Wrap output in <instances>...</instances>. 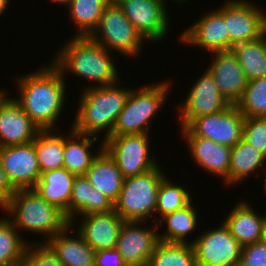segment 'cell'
Listing matches in <instances>:
<instances>
[{
	"label": "cell",
	"mask_w": 266,
	"mask_h": 266,
	"mask_svg": "<svg viewBox=\"0 0 266 266\" xmlns=\"http://www.w3.org/2000/svg\"><path fill=\"white\" fill-rule=\"evenodd\" d=\"M16 78L19 97L14 98L40 130L54 129L64 108L66 83L52 64Z\"/></svg>",
	"instance_id": "6da1fadb"
},
{
	"label": "cell",
	"mask_w": 266,
	"mask_h": 266,
	"mask_svg": "<svg viewBox=\"0 0 266 266\" xmlns=\"http://www.w3.org/2000/svg\"><path fill=\"white\" fill-rule=\"evenodd\" d=\"M52 60L60 73L66 71L95 82V87L115 84L119 80L116 65L106 48L90 37H71ZM98 84V85H97Z\"/></svg>",
	"instance_id": "7a4b0ae2"
},
{
	"label": "cell",
	"mask_w": 266,
	"mask_h": 266,
	"mask_svg": "<svg viewBox=\"0 0 266 266\" xmlns=\"http://www.w3.org/2000/svg\"><path fill=\"white\" fill-rule=\"evenodd\" d=\"M120 82L101 87L88 86L81 96L71 129L92 136L104 132V139L112 134L119 113L123 110L130 88ZM118 85V86H117Z\"/></svg>",
	"instance_id": "3957f363"
},
{
	"label": "cell",
	"mask_w": 266,
	"mask_h": 266,
	"mask_svg": "<svg viewBox=\"0 0 266 266\" xmlns=\"http://www.w3.org/2000/svg\"><path fill=\"white\" fill-rule=\"evenodd\" d=\"M7 218L19 231L45 234L47 241L70 224L65 214L43 199L34 189L15 190L2 208ZM11 216L13 220L8 217Z\"/></svg>",
	"instance_id": "277c9868"
},
{
	"label": "cell",
	"mask_w": 266,
	"mask_h": 266,
	"mask_svg": "<svg viewBox=\"0 0 266 266\" xmlns=\"http://www.w3.org/2000/svg\"><path fill=\"white\" fill-rule=\"evenodd\" d=\"M161 169L158 165L143 174L124 178L120 195L114 203L115 212L124 221L145 223L149 217L155 216L159 186L166 177Z\"/></svg>",
	"instance_id": "5b68a950"
},
{
	"label": "cell",
	"mask_w": 266,
	"mask_h": 266,
	"mask_svg": "<svg viewBox=\"0 0 266 266\" xmlns=\"http://www.w3.org/2000/svg\"><path fill=\"white\" fill-rule=\"evenodd\" d=\"M169 82L165 79L155 85L131 89L111 135L149 134L147 125L163 106L171 86Z\"/></svg>",
	"instance_id": "8992f818"
},
{
	"label": "cell",
	"mask_w": 266,
	"mask_h": 266,
	"mask_svg": "<svg viewBox=\"0 0 266 266\" xmlns=\"http://www.w3.org/2000/svg\"><path fill=\"white\" fill-rule=\"evenodd\" d=\"M90 38L108 51L114 49L134 58L142 52L141 45L146 41L112 0L106 6L98 27Z\"/></svg>",
	"instance_id": "52a82bcc"
},
{
	"label": "cell",
	"mask_w": 266,
	"mask_h": 266,
	"mask_svg": "<svg viewBox=\"0 0 266 266\" xmlns=\"http://www.w3.org/2000/svg\"><path fill=\"white\" fill-rule=\"evenodd\" d=\"M150 134L110 135L101 139L103 149L115 162L124 178L143 174L159 164L150 157Z\"/></svg>",
	"instance_id": "ba28073f"
},
{
	"label": "cell",
	"mask_w": 266,
	"mask_h": 266,
	"mask_svg": "<svg viewBox=\"0 0 266 266\" xmlns=\"http://www.w3.org/2000/svg\"><path fill=\"white\" fill-rule=\"evenodd\" d=\"M221 8V9H220ZM217 11L224 17L230 36V50L234 44L256 40L266 34V12L245 0H228Z\"/></svg>",
	"instance_id": "9c48e42d"
},
{
	"label": "cell",
	"mask_w": 266,
	"mask_h": 266,
	"mask_svg": "<svg viewBox=\"0 0 266 266\" xmlns=\"http://www.w3.org/2000/svg\"><path fill=\"white\" fill-rule=\"evenodd\" d=\"M190 244L195 250L197 266L239 265L242 246L224 222L216 229L204 231Z\"/></svg>",
	"instance_id": "30bf717a"
},
{
	"label": "cell",
	"mask_w": 266,
	"mask_h": 266,
	"mask_svg": "<svg viewBox=\"0 0 266 266\" xmlns=\"http://www.w3.org/2000/svg\"><path fill=\"white\" fill-rule=\"evenodd\" d=\"M115 2L146 42L155 43L166 36L170 25L166 0H115Z\"/></svg>",
	"instance_id": "8fae6325"
},
{
	"label": "cell",
	"mask_w": 266,
	"mask_h": 266,
	"mask_svg": "<svg viewBox=\"0 0 266 266\" xmlns=\"http://www.w3.org/2000/svg\"><path fill=\"white\" fill-rule=\"evenodd\" d=\"M244 119L236 105H230L224 111L194 118L186 128L194 136L234 147L242 139Z\"/></svg>",
	"instance_id": "7c38bea8"
},
{
	"label": "cell",
	"mask_w": 266,
	"mask_h": 266,
	"mask_svg": "<svg viewBox=\"0 0 266 266\" xmlns=\"http://www.w3.org/2000/svg\"><path fill=\"white\" fill-rule=\"evenodd\" d=\"M0 162L14 190L33 189L40 179L34 142L0 147Z\"/></svg>",
	"instance_id": "4fadbf2b"
},
{
	"label": "cell",
	"mask_w": 266,
	"mask_h": 266,
	"mask_svg": "<svg viewBox=\"0 0 266 266\" xmlns=\"http://www.w3.org/2000/svg\"><path fill=\"white\" fill-rule=\"evenodd\" d=\"M186 97L178 108L181 127H186L194 118L224 111L230 106L208 70L196 80Z\"/></svg>",
	"instance_id": "5bb4252c"
},
{
	"label": "cell",
	"mask_w": 266,
	"mask_h": 266,
	"mask_svg": "<svg viewBox=\"0 0 266 266\" xmlns=\"http://www.w3.org/2000/svg\"><path fill=\"white\" fill-rule=\"evenodd\" d=\"M141 223L143 224L138 221H124L118 234L115 248L128 266H147L160 241L158 236L160 224L150 229L143 225L139 226Z\"/></svg>",
	"instance_id": "9a60e30c"
},
{
	"label": "cell",
	"mask_w": 266,
	"mask_h": 266,
	"mask_svg": "<svg viewBox=\"0 0 266 266\" xmlns=\"http://www.w3.org/2000/svg\"><path fill=\"white\" fill-rule=\"evenodd\" d=\"M214 57L207 68L222 96L236 105L248 85L246 75L232 50L212 52Z\"/></svg>",
	"instance_id": "2e32d148"
},
{
	"label": "cell",
	"mask_w": 266,
	"mask_h": 266,
	"mask_svg": "<svg viewBox=\"0 0 266 266\" xmlns=\"http://www.w3.org/2000/svg\"><path fill=\"white\" fill-rule=\"evenodd\" d=\"M179 37L182 43L204 48L210 53L230 50L226 21L216 9L200 17Z\"/></svg>",
	"instance_id": "e0dca14e"
},
{
	"label": "cell",
	"mask_w": 266,
	"mask_h": 266,
	"mask_svg": "<svg viewBox=\"0 0 266 266\" xmlns=\"http://www.w3.org/2000/svg\"><path fill=\"white\" fill-rule=\"evenodd\" d=\"M182 138L188 144L194 162L202 169L221 176L225 184L229 185V167L231 147L218 144L210 139L194 136L186 127H181Z\"/></svg>",
	"instance_id": "ac0fdd59"
},
{
	"label": "cell",
	"mask_w": 266,
	"mask_h": 266,
	"mask_svg": "<svg viewBox=\"0 0 266 266\" xmlns=\"http://www.w3.org/2000/svg\"><path fill=\"white\" fill-rule=\"evenodd\" d=\"M39 131L15 99L7 96L0 105V147L32 142Z\"/></svg>",
	"instance_id": "d6986e66"
},
{
	"label": "cell",
	"mask_w": 266,
	"mask_h": 266,
	"mask_svg": "<svg viewBox=\"0 0 266 266\" xmlns=\"http://www.w3.org/2000/svg\"><path fill=\"white\" fill-rule=\"evenodd\" d=\"M78 232L95 251L116 247L118 234L124 220L111 210L82 216Z\"/></svg>",
	"instance_id": "ffe728a7"
},
{
	"label": "cell",
	"mask_w": 266,
	"mask_h": 266,
	"mask_svg": "<svg viewBox=\"0 0 266 266\" xmlns=\"http://www.w3.org/2000/svg\"><path fill=\"white\" fill-rule=\"evenodd\" d=\"M70 223L45 243L52 249L63 266H94L95 250L88 245L78 231L76 238L67 236L73 231Z\"/></svg>",
	"instance_id": "44dd1931"
},
{
	"label": "cell",
	"mask_w": 266,
	"mask_h": 266,
	"mask_svg": "<svg viewBox=\"0 0 266 266\" xmlns=\"http://www.w3.org/2000/svg\"><path fill=\"white\" fill-rule=\"evenodd\" d=\"M225 219L224 224L241 246L262 240L266 215L261 216L246 201L238 202Z\"/></svg>",
	"instance_id": "7402d4cb"
},
{
	"label": "cell",
	"mask_w": 266,
	"mask_h": 266,
	"mask_svg": "<svg viewBox=\"0 0 266 266\" xmlns=\"http://www.w3.org/2000/svg\"><path fill=\"white\" fill-rule=\"evenodd\" d=\"M114 209L113 202L95 189L85 175L75 176L69 203V222L75 225L76 215L105 213ZM76 214V215H75Z\"/></svg>",
	"instance_id": "603a6c76"
},
{
	"label": "cell",
	"mask_w": 266,
	"mask_h": 266,
	"mask_svg": "<svg viewBox=\"0 0 266 266\" xmlns=\"http://www.w3.org/2000/svg\"><path fill=\"white\" fill-rule=\"evenodd\" d=\"M74 174L65 167L42 172L33 188L49 204L61 210L69 220V203L72 194Z\"/></svg>",
	"instance_id": "cb8c5ba5"
},
{
	"label": "cell",
	"mask_w": 266,
	"mask_h": 266,
	"mask_svg": "<svg viewBox=\"0 0 266 266\" xmlns=\"http://www.w3.org/2000/svg\"><path fill=\"white\" fill-rule=\"evenodd\" d=\"M98 154L94 158L91 167L85 173L91 185L108 197L113 204L117 201L122 189L124 177L112 160L103 149V144L99 145Z\"/></svg>",
	"instance_id": "d4e9b609"
},
{
	"label": "cell",
	"mask_w": 266,
	"mask_h": 266,
	"mask_svg": "<svg viewBox=\"0 0 266 266\" xmlns=\"http://www.w3.org/2000/svg\"><path fill=\"white\" fill-rule=\"evenodd\" d=\"M68 132V136H64L63 167L76 176L85 175L98 154L93 155L90 151L98 136L81 134L72 129Z\"/></svg>",
	"instance_id": "484cf974"
},
{
	"label": "cell",
	"mask_w": 266,
	"mask_h": 266,
	"mask_svg": "<svg viewBox=\"0 0 266 266\" xmlns=\"http://www.w3.org/2000/svg\"><path fill=\"white\" fill-rule=\"evenodd\" d=\"M266 163V157L255 147L241 139L231 147L229 186L237 184L259 170ZM256 170V171H255ZM237 182V183H236Z\"/></svg>",
	"instance_id": "4316f807"
},
{
	"label": "cell",
	"mask_w": 266,
	"mask_h": 266,
	"mask_svg": "<svg viewBox=\"0 0 266 266\" xmlns=\"http://www.w3.org/2000/svg\"><path fill=\"white\" fill-rule=\"evenodd\" d=\"M231 50L248 81L266 76V34L253 41L234 44Z\"/></svg>",
	"instance_id": "83f0119b"
},
{
	"label": "cell",
	"mask_w": 266,
	"mask_h": 266,
	"mask_svg": "<svg viewBox=\"0 0 266 266\" xmlns=\"http://www.w3.org/2000/svg\"><path fill=\"white\" fill-rule=\"evenodd\" d=\"M192 201L185 207L174 212L168 213L157 220V224L166 223L167 230L161 235L158 233L159 240L170 243H189L187 235L191 233L198 225L196 210ZM160 221V222H159Z\"/></svg>",
	"instance_id": "f1b7e54d"
},
{
	"label": "cell",
	"mask_w": 266,
	"mask_h": 266,
	"mask_svg": "<svg viewBox=\"0 0 266 266\" xmlns=\"http://www.w3.org/2000/svg\"><path fill=\"white\" fill-rule=\"evenodd\" d=\"M61 135L53 134V129L40 130L33 140L41 173L63 167L64 135Z\"/></svg>",
	"instance_id": "f546056e"
},
{
	"label": "cell",
	"mask_w": 266,
	"mask_h": 266,
	"mask_svg": "<svg viewBox=\"0 0 266 266\" xmlns=\"http://www.w3.org/2000/svg\"><path fill=\"white\" fill-rule=\"evenodd\" d=\"M111 0H72L70 17L78 28L74 37H90L98 27L100 18Z\"/></svg>",
	"instance_id": "4dcf8cb0"
},
{
	"label": "cell",
	"mask_w": 266,
	"mask_h": 266,
	"mask_svg": "<svg viewBox=\"0 0 266 266\" xmlns=\"http://www.w3.org/2000/svg\"><path fill=\"white\" fill-rule=\"evenodd\" d=\"M147 266H197L194 247L190 243L159 241Z\"/></svg>",
	"instance_id": "1f68e13d"
},
{
	"label": "cell",
	"mask_w": 266,
	"mask_h": 266,
	"mask_svg": "<svg viewBox=\"0 0 266 266\" xmlns=\"http://www.w3.org/2000/svg\"><path fill=\"white\" fill-rule=\"evenodd\" d=\"M7 217L0 219V266H21L28 242Z\"/></svg>",
	"instance_id": "d6a6232c"
},
{
	"label": "cell",
	"mask_w": 266,
	"mask_h": 266,
	"mask_svg": "<svg viewBox=\"0 0 266 266\" xmlns=\"http://www.w3.org/2000/svg\"><path fill=\"white\" fill-rule=\"evenodd\" d=\"M236 107L245 117H266V76L248 81Z\"/></svg>",
	"instance_id": "836d02e7"
},
{
	"label": "cell",
	"mask_w": 266,
	"mask_h": 266,
	"mask_svg": "<svg viewBox=\"0 0 266 266\" xmlns=\"http://www.w3.org/2000/svg\"><path fill=\"white\" fill-rule=\"evenodd\" d=\"M168 179L165 177L159 186L155 214L158 213L160 218L185 207L192 201L190 192L186 191L184 186L176 185Z\"/></svg>",
	"instance_id": "e575fe53"
},
{
	"label": "cell",
	"mask_w": 266,
	"mask_h": 266,
	"mask_svg": "<svg viewBox=\"0 0 266 266\" xmlns=\"http://www.w3.org/2000/svg\"><path fill=\"white\" fill-rule=\"evenodd\" d=\"M43 243V244H42ZM21 266H63L52 249L43 242H30Z\"/></svg>",
	"instance_id": "d590c367"
},
{
	"label": "cell",
	"mask_w": 266,
	"mask_h": 266,
	"mask_svg": "<svg viewBox=\"0 0 266 266\" xmlns=\"http://www.w3.org/2000/svg\"><path fill=\"white\" fill-rule=\"evenodd\" d=\"M242 139L266 157V117H245Z\"/></svg>",
	"instance_id": "8d00e7d4"
},
{
	"label": "cell",
	"mask_w": 266,
	"mask_h": 266,
	"mask_svg": "<svg viewBox=\"0 0 266 266\" xmlns=\"http://www.w3.org/2000/svg\"><path fill=\"white\" fill-rule=\"evenodd\" d=\"M238 266H266V243L261 240L242 246Z\"/></svg>",
	"instance_id": "74e56055"
},
{
	"label": "cell",
	"mask_w": 266,
	"mask_h": 266,
	"mask_svg": "<svg viewBox=\"0 0 266 266\" xmlns=\"http://www.w3.org/2000/svg\"><path fill=\"white\" fill-rule=\"evenodd\" d=\"M94 266H128L116 248L95 252Z\"/></svg>",
	"instance_id": "f35d334b"
},
{
	"label": "cell",
	"mask_w": 266,
	"mask_h": 266,
	"mask_svg": "<svg viewBox=\"0 0 266 266\" xmlns=\"http://www.w3.org/2000/svg\"><path fill=\"white\" fill-rule=\"evenodd\" d=\"M15 190L7 180L6 174L0 162V208L2 209L10 200Z\"/></svg>",
	"instance_id": "ab89813d"
},
{
	"label": "cell",
	"mask_w": 266,
	"mask_h": 266,
	"mask_svg": "<svg viewBox=\"0 0 266 266\" xmlns=\"http://www.w3.org/2000/svg\"><path fill=\"white\" fill-rule=\"evenodd\" d=\"M7 4H9V0H0V15L3 14L6 9H8Z\"/></svg>",
	"instance_id": "60d3db41"
},
{
	"label": "cell",
	"mask_w": 266,
	"mask_h": 266,
	"mask_svg": "<svg viewBox=\"0 0 266 266\" xmlns=\"http://www.w3.org/2000/svg\"><path fill=\"white\" fill-rule=\"evenodd\" d=\"M8 94L5 93V91L1 88H0V105L7 99V96Z\"/></svg>",
	"instance_id": "b9f144b4"
},
{
	"label": "cell",
	"mask_w": 266,
	"mask_h": 266,
	"mask_svg": "<svg viewBox=\"0 0 266 266\" xmlns=\"http://www.w3.org/2000/svg\"><path fill=\"white\" fill-rule=\"evenodd\" d=\"M50 1H54L55 3H59V4H61L62 3V5L64 4H66V5H68L72 0H50Z\"/></svg>",
	"instance_id": "7bdbcfd3"
},
{
	"label": "cell",
	"mask_w": 266,
	"mask_h": 266,
	"mask_svg": "<svg viewBox=\"0 0 266 266\" xmlns=\"http://www.w3.org/2000/svg\"><path fill=\"white\" fill-rule=\"evenodd\" d=\"M262 240L266 243V221L264 223V228H263V238Z\"/></svg>",
	"instance_id": "ee69618b"
},
{
	"label": "cell",
	"mask_w": 266,
	"mask_h": 266,
	"mask_svg": "<svg viewBox=\"0 0 266 266\" xmlns=\"http://www.w3.org/2000/svg\"><path fill=\"white\" fill-rule=\"evenodd\" d=\"M174 1H176V3L178 2V3H181V2H184L185 3V1H187V0H174Z\"/></svg>",
	"instance_id": "f6af8a7d"
},
{
	"label": "cell",
	"mask_w": 266,
	"mask_h": 266,
	"mask_svg": "<svg viewBox=\"0 0 266 266\" xmlns=\"http://www.w3.org/2000/svg\"><path fill=\"white\" fill-rule=\"evenodd\" d=\"M265 177H266V176H265ZM264 183H265V186H264V187H265V192H266V178H265ZM265 194H266V193H265Z\"/></svg>",
	"instance_id": "bcb514c9"
}]
</instances>
